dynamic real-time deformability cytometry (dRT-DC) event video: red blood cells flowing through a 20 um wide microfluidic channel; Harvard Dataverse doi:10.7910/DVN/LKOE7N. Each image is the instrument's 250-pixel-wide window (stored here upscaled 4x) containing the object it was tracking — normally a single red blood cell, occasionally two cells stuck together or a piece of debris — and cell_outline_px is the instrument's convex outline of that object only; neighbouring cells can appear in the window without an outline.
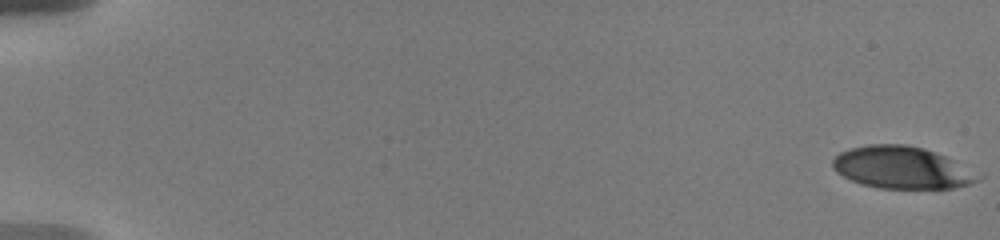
{"species": "human", "species_latin": "Homo sapiens", "temperature_condition": "warm", "stored_images_in_passage": 49, "camera_frame_rate_fps": 3000, "um_per_image_px": 0.085, "donor": {"sex": "male"}, "frame": {"image": 1, "passage_image": 1, "time_ms": 0.0, "image_size_px": [1000, 240], "cell_outline_px": [[980, 180], [968, 184], [952, 188], [880, 188], [864, 184], [852, 180], [836, 172], [832, 168], [832, 160], [840, 152], [852, 148], [868, 144], [904, 144], [924, 148], [944, 156]], "centroid_in_image_um": [76.51, 14.23], "position_along_channel_um": 8.5, "area_um2": 34.51}}
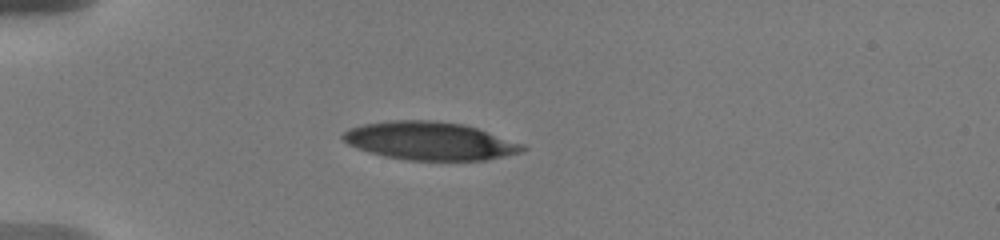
{"frame": {"image": 2, "passage_image": 33, "time_ms": 5.333, "image_size_px": [1000, 240], "cell_outline_px": [[524, 148], [520, 152], [504, 156], [484, 160], [408, 160], [384, 156], [368, 152], [356, 148], [348, 144], [340, 136], [348, 128], [364, 124], [392, 120], [432, 120], [464, 124], [524, 144]], "centroid_in_image_um": [36.48, 11.97], "position_along_channel_um": 48.5, "area_um2": 39.71}}
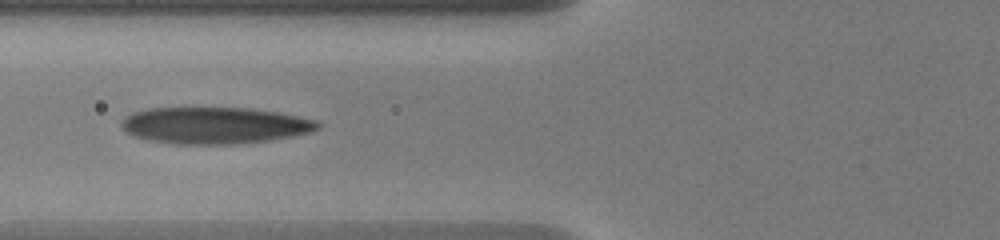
{"frame": {"image": 3, "passage_image": 48, "time_ms": 7.667, "image_size_px": [1000, 240], "cell_outline_px": [[320, 128], [312, 132], [272, 140], [236, 144], [172, 144], [148, 140], [136, 136], [128, 132], [120, 124], [124, 116], [132, 112], [144, 108], [184, 104], [192, 104], [252, 108], [280, 112], [316, 120], [320, 124]], "centroid_in_image_um": [18.2, 10.59], "position_along_channel_um": 107.6, "area_um2": 43.93}}